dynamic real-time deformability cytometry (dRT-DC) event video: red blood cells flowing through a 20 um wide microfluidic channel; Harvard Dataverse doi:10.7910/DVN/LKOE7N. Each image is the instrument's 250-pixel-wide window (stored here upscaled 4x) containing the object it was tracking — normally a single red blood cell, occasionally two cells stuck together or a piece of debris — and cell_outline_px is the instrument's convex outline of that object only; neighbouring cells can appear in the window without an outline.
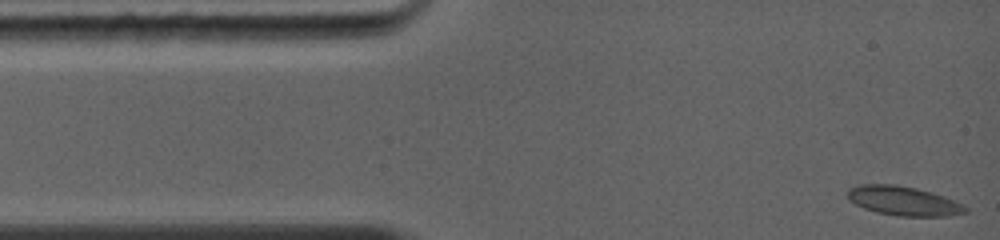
{"species": "common noctule bat (a hibernating species)", "species_latin": "Nyctalus noctula", "temperature_condition": "warm", "stored_images_in_passage": 3, "camera_frame_rate_fps": 5000, "um_per_image_px": 0.085, "animal": {"sex": "female", "body_mass_g": 19.0, "forearm_length_mm": 56.7}, "frame": {"image": 1, "passage_image": 1, "time_ms": 0.0, "image_size_px": [1000, 240], "cell_outline_px": [[964, 208], [960, 212], [936, 216], [904, 216], [880, 212], [868, 208], [852, 200], [848, 196], [848, 192], [852, 188], [876, 184], [912, 188], [948, 200]], "centroid_in_image_um": [76.68, 17.09], "position_along_channel_um": 8.3, "area_um2": 17.57}}
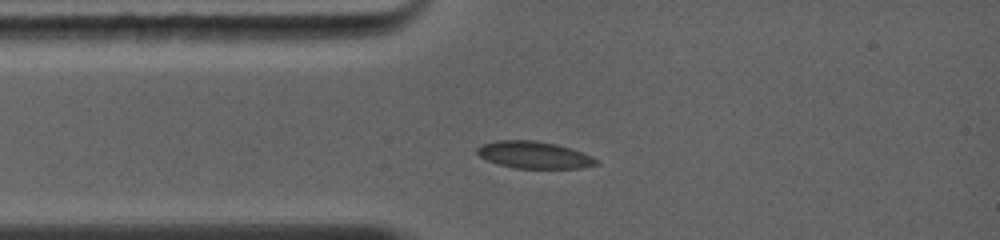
{"frame": {"image": 2, "passage_image": 3, "time_ms": 2.2, "image_size_px": [1000, 240], "cell_outline_px": [[596, 164], [576, 168], [516, 168], [500, 164], [488, 160], [480, 156], [476, 152], [476, 148], [484, 144], [500, 140], [532, 140], [552, 144], [568, 148], [580, 152], [596, 160]], "centroid_in_image_um": [45.31, 13.17], "position_along_channel_um": 39.7, "area_um2": 17.98}}